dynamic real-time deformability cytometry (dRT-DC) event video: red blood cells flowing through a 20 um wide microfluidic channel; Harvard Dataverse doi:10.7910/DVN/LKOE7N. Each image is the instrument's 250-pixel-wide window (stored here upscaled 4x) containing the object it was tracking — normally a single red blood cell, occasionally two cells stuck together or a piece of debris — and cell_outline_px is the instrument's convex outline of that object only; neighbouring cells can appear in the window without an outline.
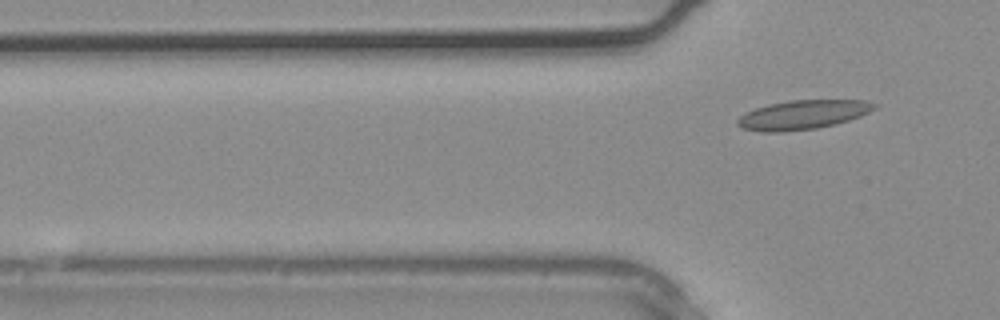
{"species": "common noctule bat (a hibernating species)", "species_latin": "Nyctalus noctula", "temperature_condition": "warm", "stored_images_in_passage": 5, "camera_frame_rate_fps": 3000, "um_per_image_px": 0.085, "animal": {"sex": "male", "body_mass_g": 20.4}, "frame": {"image": 1, "passage_image": 5, "time_ms": 1.333, "image_size_px": [1000, 320], "cell_outline_px": [[876, 108], [860, 116], [836, 124], [816, 128], [780, 132], [760, 132], [744, 128], [736, 124], [736, 120], [740, 116], [756, 108], [768, 104], [788, 100], [868, 100], [876, 104]], "centroid_in_image_um": [68.24, 9.75], "position_along_channel_um": 57.6, "area_um2": 23.18}}